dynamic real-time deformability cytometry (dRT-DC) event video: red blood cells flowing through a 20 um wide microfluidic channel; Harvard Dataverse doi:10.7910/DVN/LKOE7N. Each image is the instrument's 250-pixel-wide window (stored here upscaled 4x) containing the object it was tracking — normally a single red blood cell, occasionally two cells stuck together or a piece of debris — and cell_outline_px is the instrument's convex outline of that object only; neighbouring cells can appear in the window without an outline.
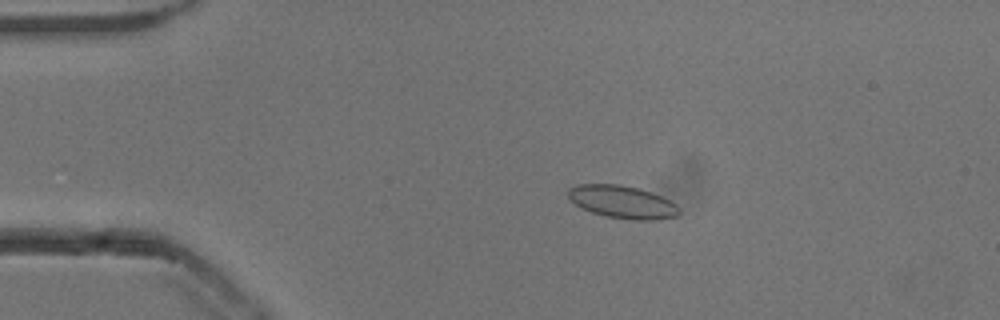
{"species": "common noctule bat (a hibernating species)", "species_latin": "Nyctalus noctula", "temperature_condition": "cold", "stored_images_in_passage": 49, "camera_frame_rate_fps": 3000, "um_per_image_px": 0.085, "animal": {"sex": "male", "body_mass_g": 13.3}, "frame": {"image": 1, "passage_image": 6, "time_ms": 1.667, "image_size_px": [1000, 320], "cell_outline_px": [[680, 212], [676, 216], [656, 220], [632, 220], [604, 216], [580, 208], [568, 196], [568, 188], [576, 184], [620, 184], [640, 188], [660, 196], [676, 204], [680, 208]], "centroid_in_image_um": [52.89, 17.16], "position_along_channel_um": 32.1, "area_um2": 21.27}}
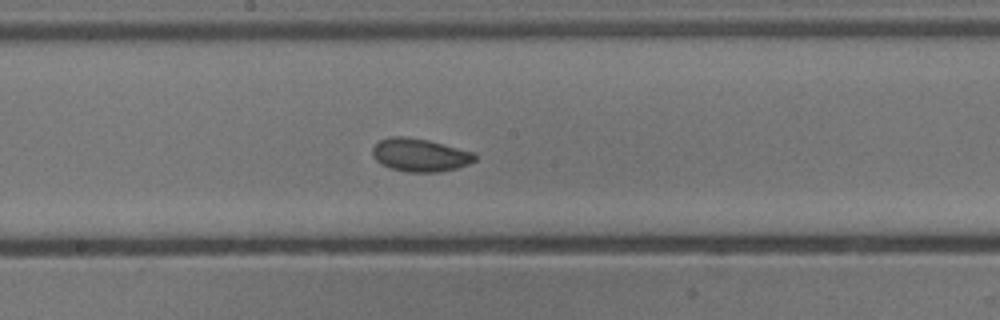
{"frame": {"image": 2, "passage_image": 24, "time_ms": 7.667, "image_size_px": [1000, 320], "cell_outline_px": [[476, 160], [468, 164], [456, 168], [440, 172], [408, 172], [392, 168], [380, 164], [372, 156], [372, 148], [380, 140], [388, 136], [404, 136], [428, 140], [476, 152]], "centroid_in_image_um": [35.7, 13.17], "position_along_channel_um": 212.5, "area_um2": 19.88}}
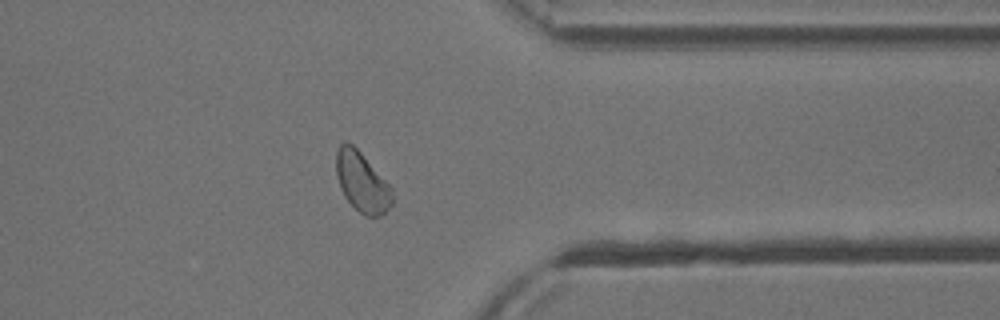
{"frame": {"image": 3, "passage_image": 38, "time_ms": 12.333, "image_size_px": [1000, 320], "cell_outline_px": [[392, 204], [380, 216], [364, 216], [344, 196], [340, 188], [336, 176], [336, 152], [340, 144], [344, 140], [352, 144], [360, 152], [392, 188]], "centroid_in_image_um": [30.74, 15.46], "position_along_channel_um": 380.7, "area_um2": 19.31}, "authors_computed_cell_mechanics": {"area_um2": 20.0566, "velocity_mm_per_s": 3.8044, "shape_relaxation_time_tau1_ms": 3.466, "shape_relaxation_time_tau2_ms": 1.9636, "deformation_change_tau1": 0.0452, "deformation_change_tau2": 0.0569}}